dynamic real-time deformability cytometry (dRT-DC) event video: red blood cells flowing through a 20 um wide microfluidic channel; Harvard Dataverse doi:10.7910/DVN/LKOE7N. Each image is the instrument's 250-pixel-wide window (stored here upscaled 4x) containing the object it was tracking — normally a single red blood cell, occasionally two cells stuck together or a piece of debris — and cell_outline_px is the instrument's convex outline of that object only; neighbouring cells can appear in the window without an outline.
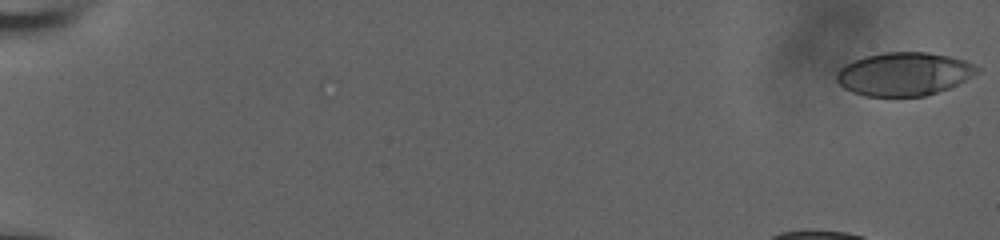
{"species": "human", "species_latin": "Homo sapiens", "temperature_condition": "room temperature", "stored_images_in_passage": 11, "camera_frame_rate_fps": 3000, "um_per_image_px": 0.085, "donor": {"sex": "male"}, "frame": {"image": 1, "passage_image": 1, "time_ms": 0.0, "image_size_px": [1000, 240], "cell_outline_px": [[980, 72], [948, 88], [924, 96], [864, 96], [852, 92], [844, 88], [836, 80], [836, 72], [844, 64], [852, 60], [864, 56], [884, 52], [928, 52], [948, 56], [964, 60], [980, 68]], "centroid_in_image_um": [76.8, 6.28], "position_along_channel_um": 8.2, "area_um2": 35.49}}